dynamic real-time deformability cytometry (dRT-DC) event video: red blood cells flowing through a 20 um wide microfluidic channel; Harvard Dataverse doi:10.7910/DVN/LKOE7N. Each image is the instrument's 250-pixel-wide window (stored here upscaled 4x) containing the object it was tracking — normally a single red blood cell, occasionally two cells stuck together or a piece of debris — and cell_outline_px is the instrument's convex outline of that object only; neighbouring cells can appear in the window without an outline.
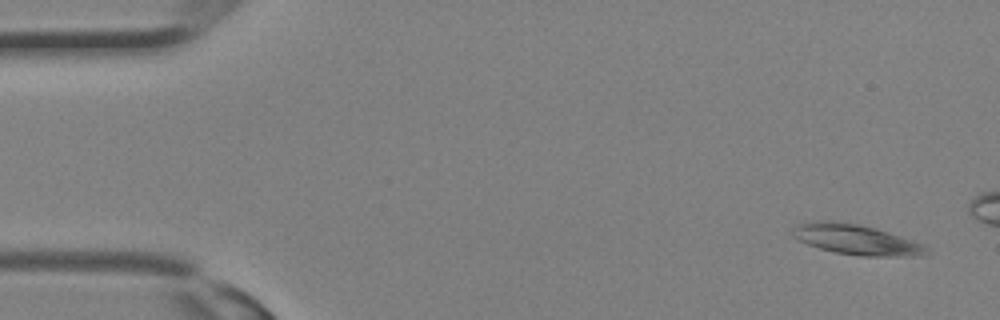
{"species": "Egyptian fruit bat (a non-hibernating species)", "species_latin": "Rousettus aegyptiacus", "temperature_condition": "room temperature", "stored_images_in_passage": 9, "camera_frame_rate_fps": 3000, "um_per_image_px": 0.085, "animal": {"sex": "female"}, "frame": {"image": 1, "passage_image": 1, "time_ms": 0.0, "image_size_px": [1000, 320], "cell_outline_px": [[932, 252], [924, 256], [860, 256], [836, 252], [820, 248], [808, 244], [792, 236], [792, 224], [812, 220], [832, 220], [856, 224], [876, 228], [924, 244]], "centroid_in_image_um": [72.77, 20.35], "position_along_channel_um": 12.2, "area_um2": 23.87}}